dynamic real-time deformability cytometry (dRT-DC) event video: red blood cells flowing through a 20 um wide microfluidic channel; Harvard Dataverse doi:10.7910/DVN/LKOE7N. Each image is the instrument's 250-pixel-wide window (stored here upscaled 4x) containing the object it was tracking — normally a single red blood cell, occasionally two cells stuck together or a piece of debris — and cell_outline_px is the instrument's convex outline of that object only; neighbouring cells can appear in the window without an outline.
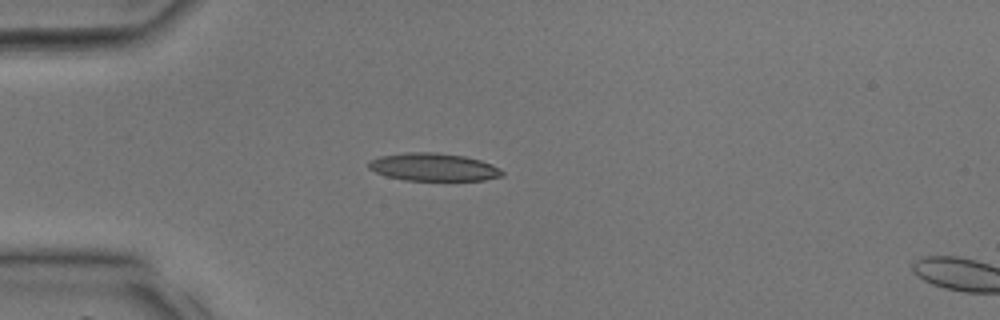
{"species": "common noctule bat (a hibernating species)", "species_latin": "Nyctalus noctula", "temperature_condition": "room temperature", "stored_images_in_passage": 3, "camera_frame_rate_fps": 3000, "um_per_image_px": 0.085, "animal": {"sex": "male", "body_mass_g": 17.9, "forearm_length_mm": 54.2}, "frame": {"image": 1, "passage_image": 1, "time_ms": 0.0, "image_size_px": [1000, 320], "cell_outline_px": [[504, 176], [484, 180], [404, 180], [388, 176], [376, 172], [368, 168], [368, 160], [380, 156], [404, 152], [436, 152], [464, 156], [480, 160], [492, 164], [500, 168], [504, 172]], "centroid_in_image_um": [36.85, 14.19], "position_along_channel_um": 48.1, "area_um2": 21.73}}